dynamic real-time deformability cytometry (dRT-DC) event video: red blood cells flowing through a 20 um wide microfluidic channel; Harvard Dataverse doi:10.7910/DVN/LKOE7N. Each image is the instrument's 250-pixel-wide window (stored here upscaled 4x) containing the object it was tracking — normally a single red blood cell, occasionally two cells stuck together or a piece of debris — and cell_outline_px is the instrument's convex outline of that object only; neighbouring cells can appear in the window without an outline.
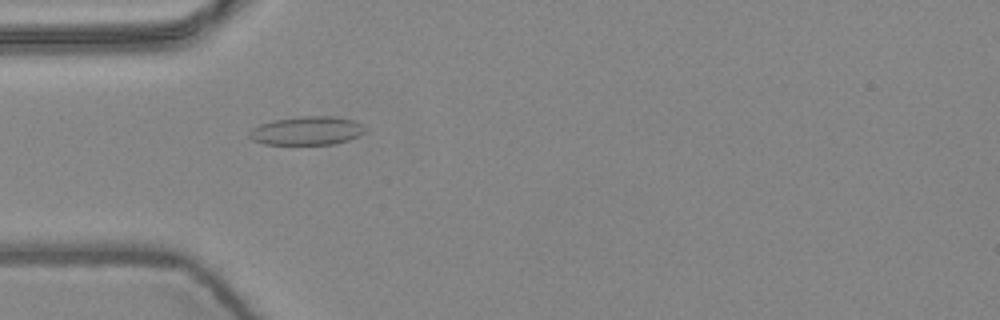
{"species": "common noctule bat (a hibernating species)", "species_latin": "Nyctalus noctula", "temperature_condition": "warm", "stored_images_in_passage": 1, "camera_frame_rate_fps": 3000, "um_per_image_px": 0.085, "animal": {"sex": "female", "body_mass_g": 24.6, "forearm_length_mm": 56.2}, "frame": {"image": 1, "passage_image": 1, "time_ms": 0.0, "image_size_px": [1000, 320], "cell_outline_px": [[364, 132], [348, 140], [336, 144], [264, 144], [252, 140], [248, 136], [248, 132], [252, 128], [260, 124], [272, 120], [304, 116], [336, 116], [352, 120], [360, 124], [364, 128]], "centroid_in_image_um": [26.03, 11.11], "position_along_channel_um": 59.0, "area_um2": 19.19}}